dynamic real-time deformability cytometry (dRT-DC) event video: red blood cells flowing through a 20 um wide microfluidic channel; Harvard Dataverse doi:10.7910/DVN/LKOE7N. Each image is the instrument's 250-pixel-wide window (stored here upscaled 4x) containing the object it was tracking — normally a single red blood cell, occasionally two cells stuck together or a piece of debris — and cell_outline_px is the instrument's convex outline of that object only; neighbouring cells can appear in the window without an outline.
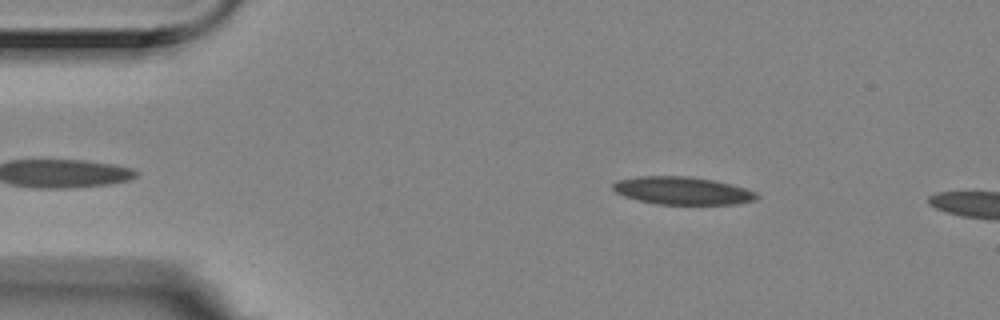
{"species": "Egyptian fruit bat (a non-hibernating species)", "species_latin": "Rousettus aegyptiacus", "temperature_condition": "room temperature", "stored_images_in_passage": 2, "camera_frame_rate_fps": 3000, "um_per_image_px": 0.085, "animal": {"sex": "female"}, "frame": {"image": 1, "passage_image": 1, "time_ms": 0.0, "image_size_px": [1000, 320], "cell_outline_px": [[760, 196], [756, 200], [736, 204], [656, 204], [624, 196], [616, 192], [612, 188], [612, 184], [620, 180], [640, 176], [688, 176], [712, 180], [744, 188], [756, 192]], "centroid_in_image_um": [58.02, 16.21], "position_along_channel_um": 27.0, "area_um2": 23.0}}